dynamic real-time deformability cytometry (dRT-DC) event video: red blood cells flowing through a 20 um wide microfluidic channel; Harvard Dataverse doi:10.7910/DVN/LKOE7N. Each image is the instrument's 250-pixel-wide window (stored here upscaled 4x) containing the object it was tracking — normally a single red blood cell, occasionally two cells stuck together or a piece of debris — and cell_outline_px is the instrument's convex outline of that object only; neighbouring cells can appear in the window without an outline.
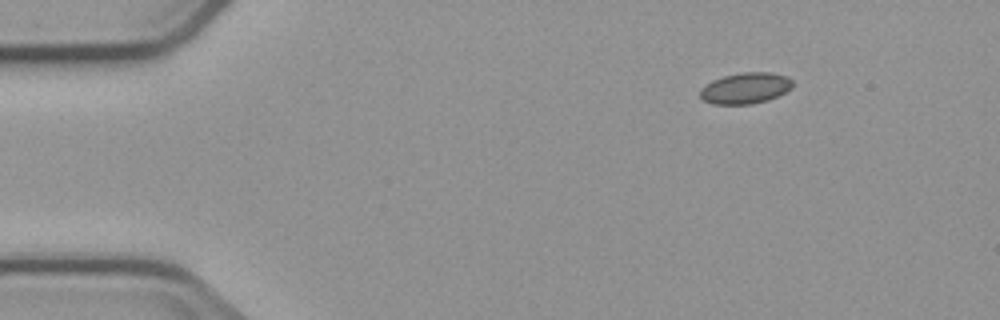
{"species": "common noctule bat (a hibernating species)", "species_latin": "Nyctalus noctula", "temperature_condition": "cold", "stored_images_in_passage": 3, "camera_frame_rate_fps": 3000, "um_per_image_px": 0.085, "animal": {"sex": "male", "body_mass_g": 23.1, "forearm_length_mm": 52.7}, "frame": {"image": 1, "passage_image": 1, "time_ms": 0.0, "image_size_px": [1000, 320], "cell_outline_px": [[792, 88], [768, 100], [752, 104], [712, 104], [704, 100], [700, 96], [700, 88], [712, 80], [724, 76], [744, 72], [772, 72], [788, 76], [792, 80]], "centroid_in_image_um": [63.36, 7.49], "position_along_channel_um": 21.6, "area_um2": 16.76}}